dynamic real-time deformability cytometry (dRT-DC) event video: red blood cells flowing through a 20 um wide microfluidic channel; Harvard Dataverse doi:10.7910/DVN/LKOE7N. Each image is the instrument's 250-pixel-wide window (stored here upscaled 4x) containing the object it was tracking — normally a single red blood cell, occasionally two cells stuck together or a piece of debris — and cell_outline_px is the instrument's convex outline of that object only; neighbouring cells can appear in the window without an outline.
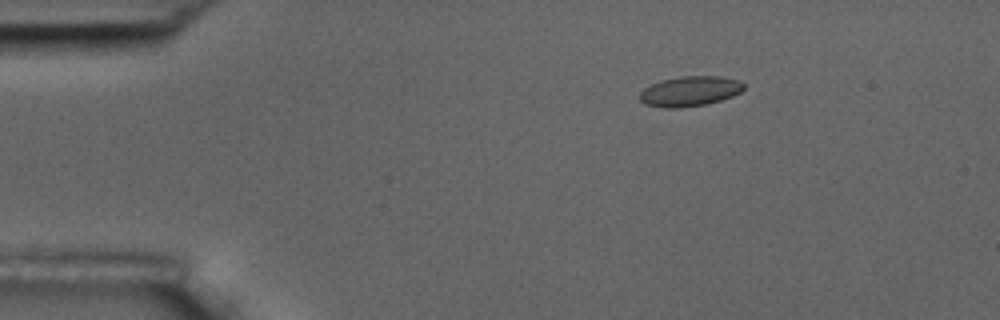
{"species": "common noctule bat (a hibernating species)", "species_latin": "Nyctalus noctula", "temperature_condition": "room temperature", "stored_images_in_passage": 6, "camera_frame_rate_fps": 3000, "um_per_image_px": 0.085, "animal": {"sex": "male", "body_mass_g": 17.5, "forearm_length_mm": 52.3}, "frame": {"image": 1, "passage_image": 3, "time_ms": 2.333, "image_size_px": [1000, 320], "cell_outline_px": [[744, 88], [740, 92], [732, 96], [720, 100], [704, 104], [680, 108], [664, 108], [644, 104], [640, 100], [640, 92], [644, 88], [660, 80], [680, 76], [720, 76], [740, 80], [744, 84]], "centroid_in_image_um": [58.63, 7.75], "position_along_channel_um": 26.4, "area_um2": 18.26}}
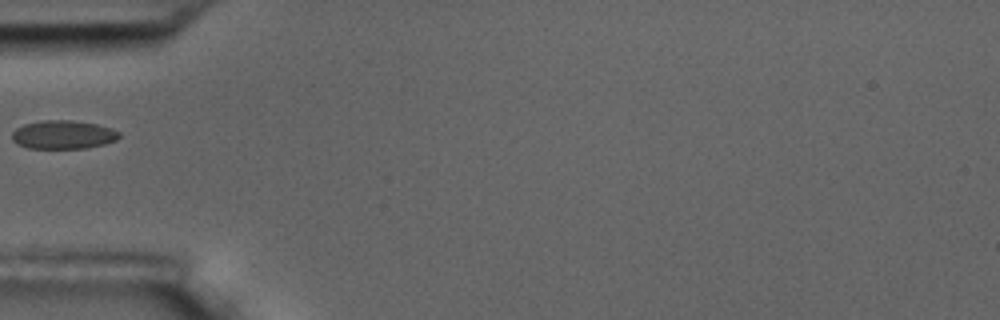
{"frame": {"image": 2, "passage_image": 6, "time_ms": 5.667, "image_size_px": [1000, 320], "cell_outline_px": [[120, 136], [116, 140], [104, 144], [84, 148], [28, 148], [16, 144], [12, 140], [12, 132], [16, 128], [24, 124], [40, 120], [72, 120], [96, 124], [112, 128], [120, 132]], "centroid_in_image_um": [5.35, 11.44], "position_along_channel_um": 79.6, "area_um2": 17.92}}